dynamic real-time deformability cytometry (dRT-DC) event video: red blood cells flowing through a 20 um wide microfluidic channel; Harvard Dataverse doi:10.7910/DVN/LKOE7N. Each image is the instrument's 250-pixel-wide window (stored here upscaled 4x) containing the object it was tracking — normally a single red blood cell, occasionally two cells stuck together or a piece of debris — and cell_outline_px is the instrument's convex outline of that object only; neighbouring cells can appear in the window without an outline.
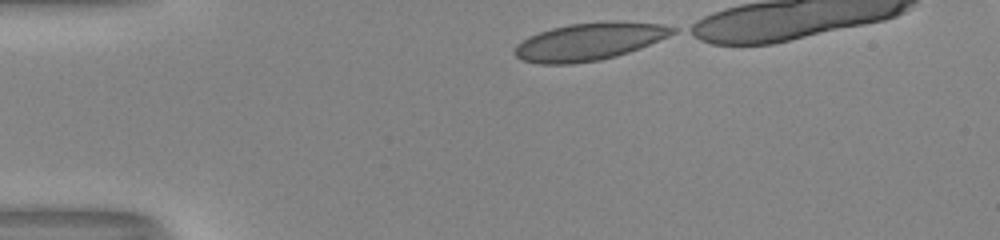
{"species": "human", "species_latin": "Homo sapiens", "temperature_condition": "room temperature", "stored_images_in_passage": 32, "camera_frame_rate_fps": 3000, "um_per_image_px": 0.085, "donor": {"sex": "male"}, "frame": {"image": 1, "passage_image": 1, "time_ms": 0.0, "image_size_px": [1000, 240], "cell_outline_px": [[676, 32], [668, 36], [640, 48], [616, 56], [600, 60], [572, 64], [536, 64], [520, 60], [512, 52], [516, 44], [528, 36], [552, 28], [568, 24], [612, 20], [616, 20], [660, 24], [676, 28]], "centroid_in_image_um": [50.04, 3.53], "position_along_channel_um": 35.0, "area_um2": 34.8}}
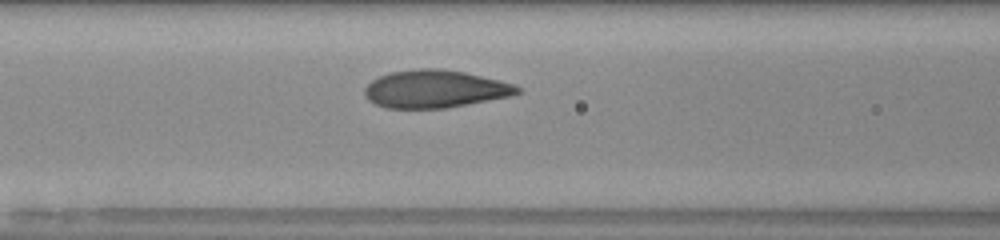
{"frame": {"image": 2, "passage_image": 12, "time_ms": 3.667, "image_size_px": [1000, 240], "cell_outline_px": [[524, 92], [508, 96], [448, 108], [388, 108], [376, 104], [368, 100], [364, 96], [364, 88], [372, 80], [388, 72], [420, 68], [440, 68], [464, 72], [500, 80], [512, 84], [520, 88]], "centroid_in_image_um": [36.95, 7.56], "position_along_channel_um": 129.6, "area_um2": 33.58}}
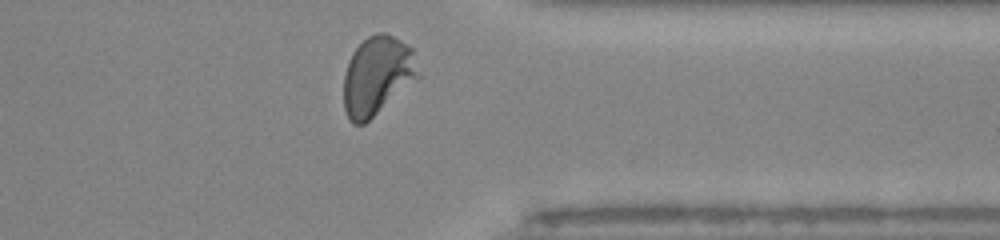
{"frame": {"image": 3, "passage_image": 31, "time_ms": 10.0, "image_size_px": [1000, 240], "cell_outline_px": [[420, 76], [364, 124], [352, 124], [344, 108], [344, 76], [348, 60], [352, 52], [368, 36], [376, 32], [384, 32], [400, 40], [412, 48]], "centroid_in_image_um": [32.05, 6.42], "position_along_channel_um": 379.4, "area_um2": 33.87}, "authors_computed_cell_mechanics": {"area_um2": 33.3795, "velocity_mm_per_s": 4.0297, "shape_relaxation_time_tau1_ms": 4.8578, "shape_relaxation_time_tau2_ms": null, "deformation_change_tau1": 0.1877, "deformation_change_tau2": null}}